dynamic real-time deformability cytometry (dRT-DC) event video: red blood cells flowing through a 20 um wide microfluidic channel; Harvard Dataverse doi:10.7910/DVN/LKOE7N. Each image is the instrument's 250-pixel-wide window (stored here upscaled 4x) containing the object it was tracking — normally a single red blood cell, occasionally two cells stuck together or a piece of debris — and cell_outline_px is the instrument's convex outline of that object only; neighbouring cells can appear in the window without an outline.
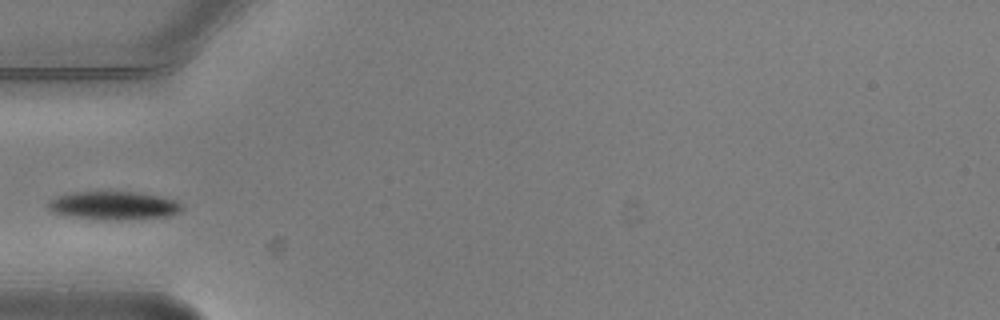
{"species": "common noctule bat (a hibernating species)", "species_latin": "Nyctalus noctula", "temperature_condition": "warm", "stored_images_in_passage": 1, "camera_frame_rate_fps": 3000, "um_per_image_px": 0.085, "animal": {"sex": "male", "body_mass_g": 20.5, "forearm_length_mm": 52.5}, "frame": {"image": 1, "passage_image": 1, "time_ms": 0.0, "image_size_px": [1000, 320], "cell_outline_px": [[184, 208], [168, 216], [120, 220], [96, 220], [72, 216], [52, 212], [48, 208], [48, 200], [56, 196], [72, 192], [140, 192], [176, 200]], "centroid_in_image_um": [9.62, 17.47], "position_along_channel_um": 75.4, "area_um2": 22.08}}